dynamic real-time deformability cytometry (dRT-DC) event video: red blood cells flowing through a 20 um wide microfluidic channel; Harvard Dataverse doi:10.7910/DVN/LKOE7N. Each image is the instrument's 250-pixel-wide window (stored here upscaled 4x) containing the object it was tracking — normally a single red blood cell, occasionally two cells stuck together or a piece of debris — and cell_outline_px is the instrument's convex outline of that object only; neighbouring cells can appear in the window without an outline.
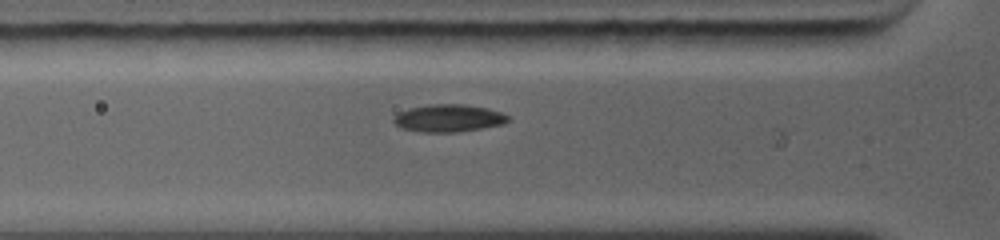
{"species": "common noctule bat (a hibernating species)", "species_latin": "Nyctalus noctula", "temperature_condition": "warm", "stored_images_in_passage": 33, "camera_frame_rate_fps": 5000, "um_per_image_px": 0.085, "animal": {"sex": "female", "body_mass_g": 19.0, "forearm_length_mm": 56.7}, "frame": {"image": 1, "passage_image": 19, "time_ms": 2.8, "image_size_px": [1000, 240], "cell_outline_px": [[512, 120], [504, 124], [456, 132], [420, 132], [400, 128], [392, 120], [400, 112], [408, 108], [428, 104], [464, 104], [488, 108], [500, 112], [508, 116]], "centroid_in_image_um": [38.13, 10.04], "position_along_channel_um": 87.7, "area_um2": 18.38}}
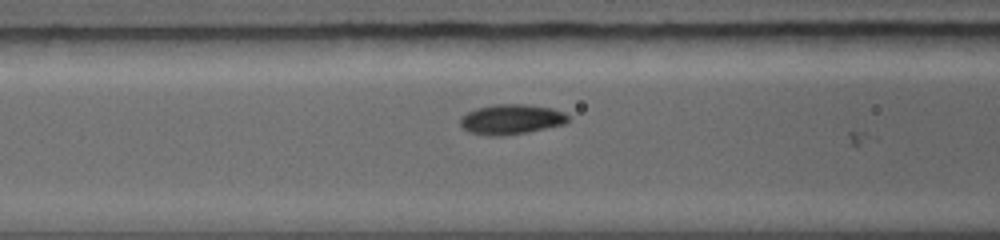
{"frame": {"image": 2, "passage_image": 24, "time_ms": 3.6, "image_size_px": [1000, 240], "cell_outline_px": [[568, 120], [564, 124], [528, 132], [504, 136], [484, 136], [468, 132], [460, 128], [460, 116], [476, 108], [496, 104], [528, 104], [552, 108], [564, 112], [568, 116]], "centroid_in_image_um": [43.4, 10.15], "position_along_channel_um": 123.2, "area_um2": 19.19}}